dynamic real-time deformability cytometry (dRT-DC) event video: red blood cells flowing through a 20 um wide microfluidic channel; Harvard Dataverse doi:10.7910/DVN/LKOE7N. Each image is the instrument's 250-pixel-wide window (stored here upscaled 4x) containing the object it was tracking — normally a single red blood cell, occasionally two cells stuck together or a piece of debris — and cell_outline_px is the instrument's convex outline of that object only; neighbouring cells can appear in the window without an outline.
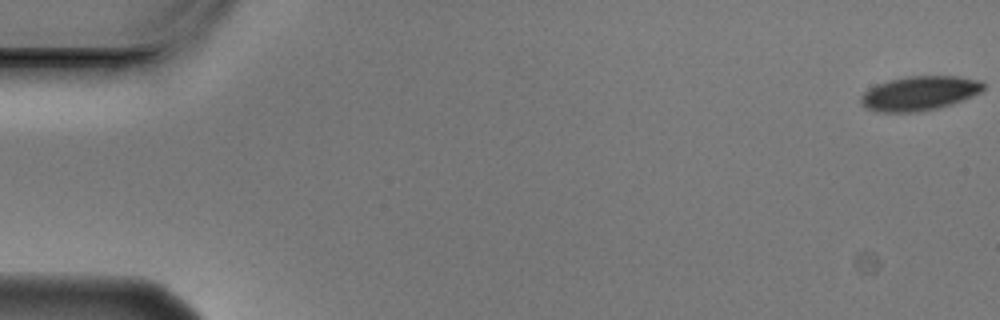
{"species": "Egyptian fruit bat (a non-hibernating species)", "species_latin": "Rousettus aegyptiacus", "temperature_condition": "cold", "stored_images_in_passage": 6, "camera_frame_rate_fps": 3000, "um_per_image_px": 0.085, "animal": {"sex": "male"}, "frame": {"image": 1, "passage_image": 1, "time_ms": 0.0, "image_size_px": [1000, 320], "cell_outline_px": [[984, 88], [980, 92], [972, 96], [952, 104], [936, 108], [916, 112], [876, 112], [864, 108], [860, 100], [860, 96], [864, 92], [888, 80], [908, 76], [956, 76], [984, 80]], "centroid_in_image_um": [78.17, 7.93], "position_along_channel_um": 6.8, "area_um2": 24.51}}
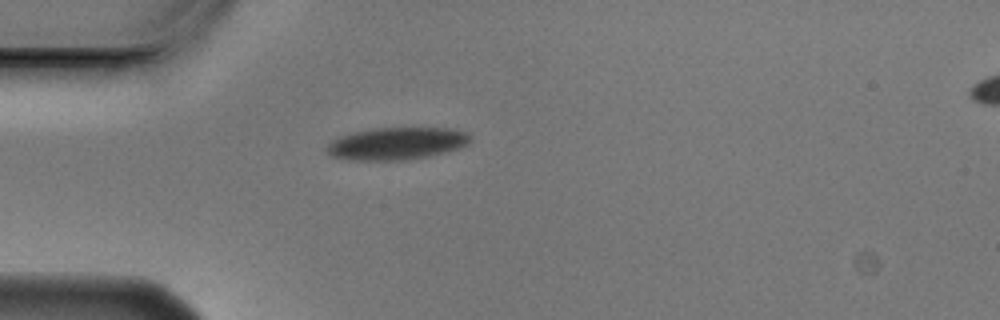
{"frame": {"image": 2, "passage_image": 5, "time_ms": 1.333, "image_size_px": [1000, 320], "cell_outline_px": [[472, 140], [468, 144], [456, 148], [428, 156], [400, 160], [352, 160], [332, 156], [324, 152], [328, 144], [332, 140], [340, 136], [352, 132], [372, 128], [444, 128], [464, 132]], "centroid_in_image_um": [33.63, 12.2], "position_along_channel_um": 51.4, "area_um2": 26.7}}